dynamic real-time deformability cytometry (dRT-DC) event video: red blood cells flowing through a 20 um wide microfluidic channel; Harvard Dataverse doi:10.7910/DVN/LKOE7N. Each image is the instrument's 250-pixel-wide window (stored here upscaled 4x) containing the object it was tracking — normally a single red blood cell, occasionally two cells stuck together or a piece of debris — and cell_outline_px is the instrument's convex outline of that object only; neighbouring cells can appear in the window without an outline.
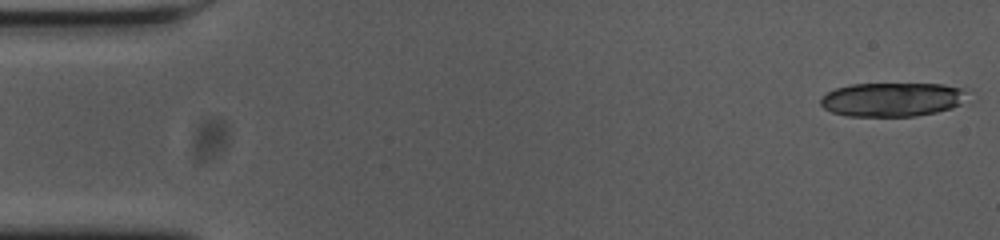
{"species": "common noctule bat (a hibernating species)", "species_latin": "Nyctalus noctula", "temperature_condition": "cold", "stored_images_in_passage": 18, "camera_frame_rate_fps": 3000, "um_per_image_px": 0.085, "animal": {"sex": "female", "body_mass_g": 23.0, "forearm_length_mm": 53.4}, "frame": {"image": 1, "passage_image": 1, "time_ms": 0.0, "image_size_px": [1000, 240], "cell_outline_px": [[964, 92], [960, 104], [952, 108], [936, 112], [916, 116], [848, 116], [832, 112], [824, 108], [820, 104], [820, 100], [828, 92], [836, 88], [852, 84], [944, 84], [964, 88]], "centroid_in_image_um": [75.81, 8.46], "position_along_channel_um": 9.2, "area_um2": 28.78}}